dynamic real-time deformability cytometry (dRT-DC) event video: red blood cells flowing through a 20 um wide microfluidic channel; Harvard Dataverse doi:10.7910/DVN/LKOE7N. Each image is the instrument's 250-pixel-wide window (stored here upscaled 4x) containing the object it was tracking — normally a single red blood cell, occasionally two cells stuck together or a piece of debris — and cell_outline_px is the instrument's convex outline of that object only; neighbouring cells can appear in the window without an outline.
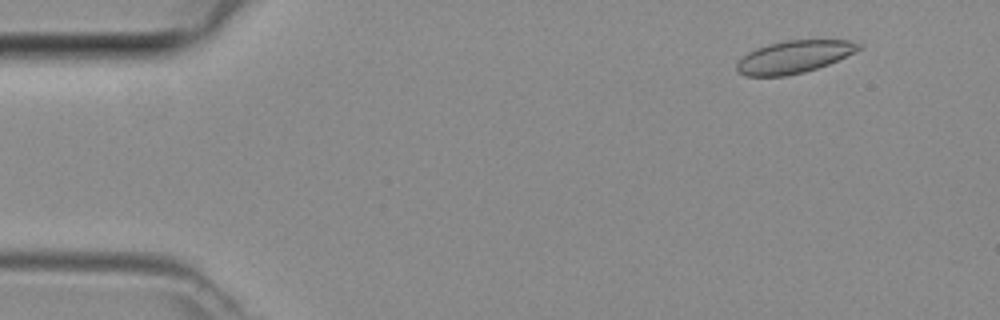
{"species": "common noctule bat (a hibernating species)", "species_latin": "Nyctalus noctula", "temperature_condition": "room temperature", "stored_images_in_passage": 44, "camera_frame_rate_fps": 3000, "um_per_image_px": 0.085, "animal": {"sex": "female", "body_mass_g": 29.2, "forearm_length_mm": 56.3}, "frame": {"image": 1, "passage_image": 5, "time_ms": 1.333, "image_size_px": [1000, 320], "cell_outline_px": [[864, 44], [860, 48], [828, 64], [804, 72], [784, 76], [744, 76], [736, 72], [736, 64], [748, 52], [756, 48], [768, 44], [788, 40], [848, 40]], "centroid_in_image_um": [67.44, 4.84], "position_along_channel_um": 17.6, "area_um2": 22.83}}
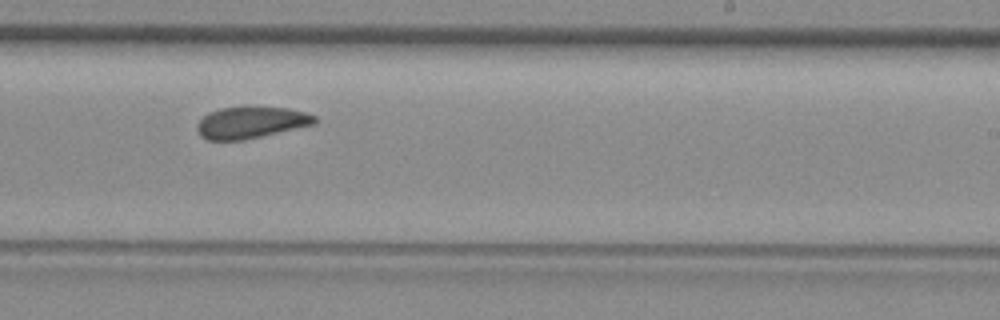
{"frame": {"image": 2, "passage_image": 29, "time_ms": 9.333, "image_size_px": [1000, 320], "cell_outline_px": [[316, 124], [244, 140], [208, 140], [200, 136], [196, 128], [200, 120], [208, 112], [220, 108], [248, 104], [256, 104], [288, 108], [308, 112], [316, 116]], "centroid_in_image_um": [21.36, 10.36], "position_along_channel_um": 267.6, "area_um2": 22.6}}
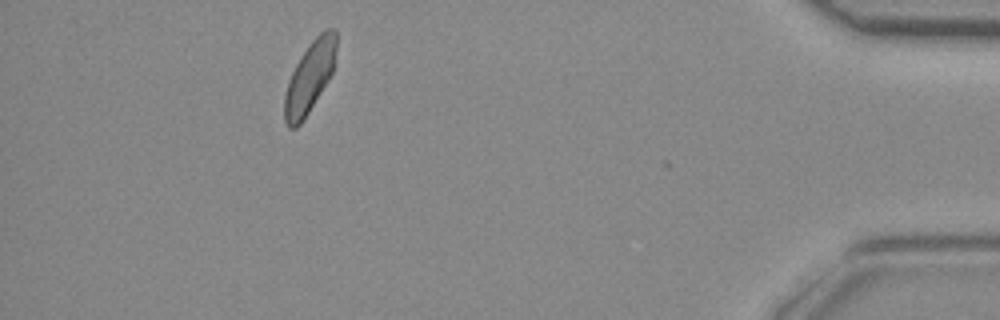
{"frame": {"image": 3, "passage_image": 43, "time_ms": 14.0, "image_size_px": [1000, 320], "cell_outline_px": [[336, 52], [332, 72], [328, 80], [308, 112], [300, 124], [296, 128], [288, 128], [284, 120], [284, 96], [288, 80], [300, 56], [308, 44], [324, 28], [336, 28]], "centroid_in_image_um": [26.31, 6.53], "position_along_channel_um": 408.9, "area_um2": 21.39}}